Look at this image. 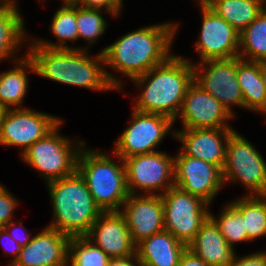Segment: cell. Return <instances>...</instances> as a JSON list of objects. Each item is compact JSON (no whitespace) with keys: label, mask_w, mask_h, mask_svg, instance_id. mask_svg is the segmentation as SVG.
<instances>
[{"label":"cell","mask_w":266,"mask_h":266,"mask_svg":"<svg viewBox=\"0 0 266 266\" xmlns=\"http://www.w3.org/2000/svg\"><path fill=\"white\" fill-rule=\"evenodd\" d=\"M27 52L35 73L63 84L80 86L93 90L120 89V82L106 72L100 63H105L102 52L89 57L87 49H47L35 42Z\"/></svg>","instance_id":"obj_1"},{"label":"cell","mask_w":266,"mask_h":266,"mask_svg":"<svg viewBox=\"0 0 266 266\" xmlns=\"http://www.w3.org/2000/svg\"><path fill=\"white\" fill-rule=\"evenodd\" d=\"M176 29V24L166 23L128 33L102 50L104 65L130 79L142 75L171 56L169 48Z\"/></svg>","instance_id":"obj_2"},{"label":"cell","mask_w":266,"mask_h":266,"mask_svg":"<svg viewBox=\"0 0 266 266\" xmlns=\"http://www.w3.org/2000/svg\"><path fill=\"white\" fill-rule=\"evenodd\" d=\"M189 62L171 55L164 63L131 79L141 87L147 83L134 110L161 114L175 121L186 91L194 82V69Z\"/></svg>","instance_id":"obj_3"},{"label":"cell","mask_w":266,"mask_h":266,"mask_svg":"<svg viewBox=\"0 0 266 266\" xmlns=\"http://www.w3.org/2000/svg\"><path fill=\"white\" fill-rule=\"evenodd\" d=\"M54 221L48 227L68 237L86 236L102 212L78 171L48 182Z\"/></svg>","instance_id":"obj_4"},{"label":"cell","mask_w":266,"mask_h":266,"mask_svg":"<svg viewBox=\"0 0 266 266\" xmlns=\"http://www.w3.org/2000/svg\"><path fill=\"white\" fill-rule=\"evenodd\" d=\"M114 163L100 151L82 149L78 156L77 171L84 178L94 203L102 212L120 211L128 198L125 165Z\"/></svg>","instance_id":"obj_5"},{"label":"cell","mask_w":266,"mask_h":266,"mask_svg":"<svg viewBox=\"0 0 266 266\" xmlns=\"http://www.w3.org/2000/svg\"><path fill=\"white\" fill-rule=\"evenodd\" d=\"M62 123L21 154L27 164L42 172L47 182L74 174L81 147L84 146L81 141L72 149L69 140L58 135Z\"/></svg>","instance_id":"obj_6"},{"label":"cell","mask_w":266,"mask_h":266,"mask_svg":"<svg viewBox=\"0 0 266 266\" xmlns=\"http://www.w3.org/2000/svg\"><path fill=\"white\" fill-rule=\"evenodd\" d=\"M160 195L163 200L164 230L188 246L210 217L209 204L177 186Z\"/></svg>","instance_id":"obj_7"},{"label":"cell","mask_w":266,"mask_h":266,"mask_svg":"<svg viewBox=\"0 0 266 266\" xmlns=\"http://www.w3.org/2000/svg\"><path fill=\"white\" fill-rule=\"evenodd\" d=\"M222 176L223 182L238 179L253 195H266V162L251 143L235 131L227 142Z\"/></svg>","instance_id":"obj_8"},{"label":"cell","mask_w":266,"mask_h":266,"mask_svg":"<svg viewBox=\"0 0 266 266\" xmlns=\"http://www.w3.org/2000/svg\"><path fill=\"white\" fill-rule=\"evenodd\" d=\"M133 111L131 125L115 141L113 153L121 159L157 152L155 147L174 123L172 119L161 114Z\"/></svg>","instance_id":"obj_9"},{"label":"cell","mask_w":266,"mask_h":266,"mask_svg":"<svg viewBox=\"0 0 266 266\" xmlns=\"http://www.w3.org/2000/svg\"><path fill=\"white\" fill-rule=\"evenodd\" d=\"M240 59L238 56L231 59L201 61L198 65L193 64L194 82L209 92L233 116L230 104L244 108L243 94L237 79V62Z\"/></svg>","instance_id":"obj_10"},{"label":"cell","mask_w":266,"mask_h":266,"mask_svg":"<svg viewBox=\"0 0 266 266\" xmlns=\"http://www.w3.org/2000/svg\"><path fill=\"white\" fill-rule=\"evenodd\" d=\"M11 109H6L1 119L0 144L23 147L21 154L62 121L43 112L26 108Z\"/></svg>","instance_id":"obj_11"},{"label":"cell","mask_w":266,"mask_h":266,"mask_svg":"<svg viewBox=\"0 0 266 266\" xmlns=\"http://www.w3.org/2000/svg\"><path fill=\"white\" fill-rule=\"evenodd\" d=\"M123 161L129 194H136L138 188L149 192L151 195V193L153 194L152 191L163 188L166 192L175 186L174 158L166 153L157 151L135 155L123 158ZM169 180L172 181L169 183Z\"/></svg>","instance_id":"obj_12"},{"label":"cell","mask_w":266,"mask_h":266,"mask_svg":"<svg viewBox=\"0 0 266 266\" xmlns=\"http://www.w3.org/2000/svg\"><path fill=\"white\" fill-rule=\"evenodd\" d=\"M174 183L209 205L224 184L222 170L218 166L182 152L174 158Z\"/></svg>","instance_id":"obj_13"},{"label":"cell","mask_w":266,"mask_h":266,"mask_svg":"<svg viewBox=\"0 0 266 266\" xmlns=\"http://www.w3.org/2000/svg\"><path fill=\"white\" fill-rule=\"evenodd\" d=\"M199 1L203 11V24L195 47L201 55V61L238 57L240 33L202 0Z\"/></svg>","instance_id":"obj_14"},{"label":"cell","mask_w":266,"mask_h":266,"mask_svg":"<svg viewBox=\"0 0 266 266\" xmlns=\"http://www.w3.org/2000/svg\"><path fill=\"white\" fill-rule=\"evenodd\" d=\"M179 114L185 129L231 128L225 121L233 117L219 101L195 82L188 87Z\"/></svg>","instance_id":"obj_15"},{"label":"cell","mask_w":266,"mask_h":266,"mask_svg":"<svg viewBox=\"0 0 266 266\" xmlns=\"http://www.w3.org/2000/svg\"><path fill=\"white\" fill-rule=\"evenodd\" d=\"M122 206L124 211L120 212L125 217L136 245L164 230V209L160 193L144 196L130 194Z\"/></svg>","instance_id":"obj_16"},{"label":"cell","mask_w":266,"mask_h":266,"mask_svg":"<svg viewBox=\"0 0 266 266\" xmlns=\"http://www.w3.org/2000/svg\"><path fill=\"white\" fill-rule=\"evenodd\" d=\"M85 237L110 258L136 254V244L120 211L101 212Z\"/></svg>","instance_id":"obj_17"},{"label":"cell","mask_w":266,"mask_h":266,"mask_svg":"<svg viewBox=\"0 0 266 266\" xmlns=\"http://www.w3.org/2000/svg\"><path fill=\"white\" fill-rule=\"evenodd\" d=\"M69 240L58 230L46 227L22 246L11 266H68Z\"/></svg>","instance_id":"obj_18"},{"label":"cell","mask_w":266,"mask_h":266,"mask_svg":"<svg viewBox=\"0 0 266 266\" xmlns=\"http://www.w3.org/2000/svg\"><path fill=\"white\" fill-rule=\"evenodd\" d=\"M233 132L232 128L184 129L174 131L173 136L181 140L183 147L180 151L184 155L202 159L223 170L227 142Z\"/></svg>","instance_id":"obj_19"},{"label":"cell","mask_w":266,"mask_h":266,"mask_svg":"<svg viewBox=\"0 0 266 266\" xmlns=\"http://www.w3.org/2000/svg\"><path fill=\"white\" fill-rule=\"evenodd\" d=\"M187 249L209 266H231L235 259L234 248L226 242L218 226L210 217Z\"/></svg>","instance_id":"obj_20"},{"label":"cell","mask_w":266,"mask_h":266,"mask_svg":"<svg viewBox=\"0 0 266 266\" xmlns=\"http://www.w3.org/2000/svg\"><path fill=\"white\" fill-rule=\"evenodd\" d=\"M186 249L184 243L163 230L138 243L136 254L141 266H178Z\"/></svg>","instance_id":"obj_21"},{"label":"cell","mask_w":266,"mask_h":266,"mask_svg":"<svg viewBox=\"0 0 266 266\" xmlns=\"http://www.w3.org/2000/svg\"><path fill=\"white\" fill-rule=\"evenodd\" d=\"M237 79L243 94L244 108L266 113V89L260 73V64L240 59Z\"/></svg>","instance_id":"obj_22"},{"label":"cell","mask_w":266,"mask_h":266,"mask_svg":"<svg viewBox=\"0 0 266 266\" xmlns=\"http://www.w3.org/2000/svg\"><path fill=\"white\" fill-rule=\"evenodd\" d=\"M239 33L248 27L265 8L261 0H202Z\"/></svg>","instance_id":"obj_23"},{"label":"cell","mask_w":266,"mask_h":266,"mask_svg":"<svg viewBox=\"0 0 266 266\" xmlns=\"http://www.w3.org/2000/svg\"><path fill=\"white\" fill-rule=\"evenodd\" d=\"M15 62L20 65L0 73V106L5 110L11 106L19 108L28 90L26 69L30 68V72H35L33 62L28 55L22 59H15Z\"/></svg>","instance_id":"obj_24"},{"label":"cell","mask_w":266,"mask_h":266,"mask_svg":"<svg viewBox=\"0 0 266 266\" xmlns=\"http://www.w3.org/2000/svg\"><path fill=\"white\" fill-rule=\"evenodd\" d=\"M24 22L16 3L0 4V60L15 55L18 45L24 40Z\"/></svg>","instance_id":"obj_25"},{"label":"cell","mask_w":266,"mask_h":266,"mask_svg":"<svg viewBox=\"0 0 266 266\" xmlns=\"http://www.w3.org/2000/svg\"><path fill=\"white\" fill-rule=\"evenodd\" d=\"M232 204L243 217L247 241L266 235V195H247Z\"/></svg>","instance_id":"obj_26"},{"label":"cell","mask_w":266,"mask_h":266,"mask_svg":"<svg viewBox=\"0 0 266 266\" xmlns=\"http://www.w3.org/2000/svg\"><path fill=\"white\" fill-rule=\"evenodd\" d=\"M240 47L241 59L247 56L250 61H266V8L240 33Z\"/></svg>","instance_id":"obj_27"},{"label":"cell","mask_w":266,"mask_h":266,"mask_svg":"<svg viewBox=\"0 0 266 266\" xmlns=\"http://www.w3.org/2000/svg\"><path fill=\"white\" fill-rule=\"evenodd\" d=\"M51 32L58 38L60 44L49 43L46 41H35V43L47 49H72L68 47L66 41L78 40V29L76 23V5H63L54 14Z\"/></svg>","instance_id":"obj_28"},{"label":"cell","mask_w":266,"mask_h":266,"mask_svg":"<svg viewBox=\"0 0 266 266\" xmlns=\"http://www.w3.org/2000/svg\"><path fill=\"white\" fill-rule=\"evenodd\" d=\"M110 257L93 242L83 237H71L68 244V266H108Z\"/></svg>","instance_id":"obj_29"},{"label":"cell","mask_w":266,"mask_h":266,"mask_svg":"<svg viewBox=\"0 0 266 266\" xmlns=\"http://www.w3.org/2000/svg\"><path fill=\"white\" fill-rule=\"evenodd\" d=\"M221 213L219 219L214 218L211 213L210 218L218 226L226 242L233 248V243L247 241V230L239 210L230 203Z\"/></svg>","instance_id":"obj_30"},{"label":"cell","mask_w":266,"mask_h":266,"mask_svg":"<svg viewBox=\"0 0 266 266\" xmlns=\"http://www.w3.org/2000/svg\"><path fill=\"white\" fill-rule=\"evenodd\" d=\"M101 9L85 8L76 5V23L78 29V39L84 38L93 44L98 36L105 32L108 26L101 16Z\"/></svg>","instance_id":"obj_31"},{"label":"cell","mask_w":266,"mask_h":266,"mask_svg":"<svg viewBox=\"0 0 266 266\" xmlns=\"http://www.w3.org/2000/svg\"><path fill=\"white\" fill-rule=\"evenodd\" d=\"M15 198L0 185V223L4 226L10 223L13 210L16 208Z\"/></svg>","instance_id":"obj_32"},{"label":"cell","mask_w":266,"mask_h":266,"mask_svg":"<svg viewBox=\"0 0 266 266\" xmlns=\"http://www.w3.org/2000/svg\"><path fill=\"white\" fill-rule=\"evenodd\" d=\"M79 4V6L85 8L102 9L105 7L107 12H110L112 15H118L122 6V0H81Z\"/></svg>","instance_id":"obj_33"},{"label":"cell","mask_w":266,"mask_h":266,"mask_svg":"<svg viewBox=\"0 0 266 266\" xmlns=\"http://www.w3.org/2000/svg\"><path fill=\"white\" fill-rule=\"evenodd\" d=\"M231 266H266V253L258 252L243 258L240 257V259L235 257Z\"/></svg>","instance_id":"obj_34"},{"label":"cell","mask_w":266,"mask_h":266,"mask_svg":"<svg viewBox=\"0 0 266 266\" xmlns=\"http://www.w3.org/2000/svg\"><path fill=\"white\" fill-rule=\"evenodd\" d=\"M15 224H16V223H14V221H13V222L11 221L10 223L4 225L2 229H0V239L2 238V236H3V238H5V237H6V239L8 238V239H7V240H9L8 243L10 242L9 245H10V246H13V247H12V248H13V251H12V248H11V250H10V247H7V249L5 248V250H7V252L10 250L11 253H9V254H12L13 257H14L13 261L10 263L9 266H11L13 263H15L16 259H17L18 256H19V253H20V251H21V249H22V246L19 245L18 242L15 241V240L9 235V233H8V230L11 229V227L13 228V227L16 226ZM2 240H3V239H2ZM0 241H1V240H0ZM14 247H15V248H14ZM10 251H9V252H10Z\"/></svg>","instance_id":"obj_35"},{"label":"cell","mask_w":266,"mask_h":266,"mask_svg":"<svg viewBox=\"0 0 266 266\" xmlns=\"http://www.w3.org/2000/svg\"><path fill=\"white\" fill-rule=\"evenodd\" d=\"M178 266H209L189 249L181 255Z\"/></svg>","instance_id":"obj_36"},{"label":"cell","mask_w":266,"mask_h":266,"mask_svg":"<svg viewBox=\"0 0 266 266\" xmlns=\"http://www.w3.org/2000/svg\"><path fill=\"white\" fill-rule=\"evenodd\" d=\"M133 260L138 264L137 266H141L140 262L138 261L137 254L129 255L126 257L111 258L108 266H136Z\"/></svg>","instance_id":"obj_37"},{"label":"cell","mask_w":266,"mask_h":266,"mask_svg":"<svg viewBox=\"0 0 266 266\" xmlns=\"http://www.w3.org/2000/svg\"><path fill=\"white\" fill-rule=\"evenodd\" d=\"M11 233V234H10ZM10 233H9V235L15 240V241H17L18 242V244L19 245H21V246H25L26 244H28L30 241H31V239H30V235L29 234H27V235H23L22 237L24 238H20V236H18L19 234H17V233H15V232H11L10 231ZM17 235V236H16ZM26 237V238H25Z\"/></svg>","instance_id":"obj_38"},{"label":"cell","mask_w":266,"mask_h":266,"mask_svg":"<svg viewBox=\"0 0 266 266\" xmlns=\"http://www.w3.org/2000/svg\"><path fill=\"white\" fill-rule=\"evenodd\" d=\"M259 64H260V73L266 89V61H259Z\"/></svg>","instance_id":"obj_39"},{"label":"cell","mask_w":266,"mask_h":266,"mask_svg":"<svg viewBox=\"0 0 266 266\" xmlns=\"http://www.w3.org/2000/svg\"><path fill=\"white\" fill-rule=\"evenodd\" d=\"M64 4L63 5H79V3L81 2V0H63Z\"/></svg>","instance_id":"obj_40"},{"label":"cell","mask_w":266,"mask_h":266,"mask_svg":"<svg viewBox=\"0 0 266 266\" xmlns=\"http://www.w3.org/2000/svg\"><path fill=\"white\" fill-rule=\"evenodd\" d=\"M4 111H5V109L2 106H0V126H1V119H2V116L4 114Z\"/></svg>","instance_id":"obj_41"},{"label":"cell","mask_w":266,"mask_h":266,"mask_svg":"<svg viewBox=\"0 0 266 266\" xmlns=\"http://www.w3.org/2000/svg\"><path fill=\"white\" fill-rule=\"evenodd\" d=\"M6 3H14L13 0H5Z\"/></svg>","instance_id":"obj_42"},{"label":"cell","mask_w":266,"mask_h":266,"mask_svg":"<svg viewBox=\"0 0 266 266\" xmlns=\"http://www.w3.org/2000/svg\"><path fill=\"white\" fill-rule=\"evenodd\" d=\"M261 2L263 5L266 4V0H261Z\"/></svg>","instance_id":"obj_43"}]
</instances>
